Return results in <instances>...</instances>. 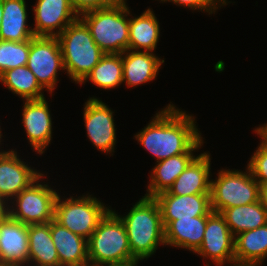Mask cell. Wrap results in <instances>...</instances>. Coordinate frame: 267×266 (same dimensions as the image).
<instances>
[{
	"label": "cell",
	"instance_id": "8fae6325",
	"mask_svg": "<svg viewBox=\"0 0 267 266\" xmlns=\"http://www.w3.org/2000/svg\"><path fill=\"white\" fill-rule=\"evenodd\" d=\"M113 111L101 100L90 97L84 106L83 118L89 140L104 153L114 152L116 129Z\"/></svg>",
	"mask_w": 267,
	"mask_h": 266
},
{
	"label": "cell",
	"instance_id": "30bf717a",
	"mask_svg": "<svg viewBox=\"0 0 267 266\" xmlns=\"http://www.w3.org/2000/svg\"><path fill=\"white\" fill-rule=\"evenodd\" d=\"M234 239L224 217L211 211L201 246L194 252L203 258H209L217 266L235 262Z\"/></svg>",
	"mask_w": 267,
	"mask_h": 266
},
{
	"label": "cell",
	"instance_id": "4316f807",
	"mask_svg": "<svg viewBox=\"0 0 267 266\" xmlns=\"http://www.w3.org/2000/svg\"><path fill=\"white\" fill-rule=\"evenodd\" d=\"M2 82L8 90L25 100L43 99V87L39 84L34 73L27 67L21 66L3 72L0 75Z\"/></svg>",
	"mask_w": 267,
	"mask_h": 266
},
{
	"label": "cell",
	"instance_id": "8992f818",
	"mask_svg": "<svg viewBox=\"0 0 267 266\" xmlns=\"http://www.w3.org/2000/svg\"><path fill=\"white\" fill-rule=\"evenodd\" d=\"M259 201V183L254 179L250 170L221 169L218 177L211 180L210 204L213 212L255 203Z\"/></svg>",
	"mask_w": 267,
	"mask_h": 266
},
{
	"label": "cell",
	"instance_id": "e0dca14e",
	"mask_svg": "<svg viewBox=\"0 0 267 266\" xmlns=\"http://www.w3.org/2000/svg\"><path fill=\"white\" fill-rule=\"evenodd\" d=\"M203 145L202 137L186 152L167 159L158 161L150 174V184H148L146 197H155L161 192L168 191L176 178L188 167L196 158L193 151Z\"/></svg>",
	"mask_w": 267,
	"mask_h": 266
},
{
	"label": "cell",
	"instance_id": "603a6c76",
	"mask_svg": "<svg viewBox=\"0 0 267 266\" xmlns=\"http://www.w3.org/2000/svg\"><path fill=\"white\" fill-rule=\"evenodd\" d=\"M29 266H60L59 256L54 246L50 222L28 225ZM31 261V262H30Z\"/></svg>",
	"mask_w": 267,
	"mask_h": 266
},
{
	"label": "cell",
	"instance_id": "ab89813d",
	"mask_svg": "<svg viewBox=\"0 0 267 266\" xmlns=\"http://www.w3.org/2000/svg\"><path fill=\"white\" fill-rule=\"evenodd\" d=\"M1 139H2V133H1V128H0V144H1ZM4 151H1L0 154H2Z\"/></svg>",
	"mask_w": 267,
	"mask_h": 266
},
{
	"label": "cell",
	"instance_id": "7402d4cb",
	"mask_svg": "<svg viewBox=\"0 0 267 266\" xmlns=\"http://www.w3.org/2000/svg\"><path fill=\"white\" fill-rule=\"evenodd\" d=\"M25 0H3V13L0 26V40L24 42L35 35L27 25Z\"/></svg>",
	"mask_w": 267,
	"mask_h": 266
},
{
	"label": "cell",
	"instance_id": "f546056e",
	"mask_svg": "<svg viewBox=\"0 0 267 266\" xmlns=\"http://www.w3.org/2000/svg\"><path fill=\"white\" fill-rule=\"evenodd\" d=\"M254 131L261 137L262 142L250 158L247 168L259 184H264L267 183V133L260 126Z\"/></svg>",
	"mask_w": 267,
	"mask_h": 266
},
{
	"label": "cell",
	"instance_id": "3957f363",
	"mask_svg": "<svg viewBox=\"0 0 267 266\" xmlns=\"http://www.w3.org/2000/svg\"><path fill=\"white\" fill-rule=\"evenodd\" d=\"M126 0L85 12L79 18L89 28L92 38L105 53L122 54L129 49V18Z\"/></svg>",
	"mask_w": 267,
	"mask_h": 266
},
{
	"label": "cell",
	"instance_id": "2e32d148",
	"mask_svg": "<svg viewBox=\"0 0 267 266\" xmlns=\"http://www.w3.org/2000/svg\"><path fill=\"white\" fill-rule=\"evenodd\" d=\"M45 98L39 100H25L22 112L27 139L33 150L43 154L52 138V119Z\"/></svg>",
	"mask_w": 267,
	"mask_h": 266
},
{
	"label": "cell",
	"instance_id": "52a82bcc",
	"mask_svg": "<svg viewBox=\"0 0 267 266\" xmlns=\"http://www.w3.org/2000/svg\"><path fill=\"white\" fill-rule=\"evenodd\" d=\"M78 198L61 199L58 194L55 201L54 220L68 230L85 239H89L99 222L111 210L96 197L82 195Z\"/></svg>",
	"mask_w": 267,
	"mask_h": 266
},
{
	"label": "cell",
	"instance_id": "836d02e7",
	"mask_svg": "<svg viewBox=\"0 0 267 266\" xmlns=\"http://www.w3.org/2000/svg\"><path fill=\"white\" fill-rule=\"evenodd\" d=\"M8 202H6L1 196H0V220L5 219L8 216Z\"/></svg>",
	"mask_w": 267,
	"mask_h": 266
},
{
	"label": "cell",
	"instance_id": "277c9868",
	"mask_svg": "<svg viewBox=\"0 0 267 266\" xmlns=\"http://www.w3.org/2000/svg\"><path fill=\"white\" fill-rule=\"evenodd\" d=\"M64 69L75 83H81L105 54L95 43L89 28L78 18L57 36Z\"/></svg>",
	"mask_w": 267,
	"mask_h": 266
},
{
	"label": "cell",
	"instance_id": "d590c367",
	"mask_svg": "<svg viewBox=\"0 0 267 266\" xmlns=\"http://www.w3.org/2000/svg\"><path fill=\"white\" fill-rule=\"evenodd\" d=\"M139 260H132L124 263H117V264H107V265H96V266H137Z\"/></svg>",
	"mask_w": 267,
	"mask_h": 266
},
{
	"label": "cell",
	"instance_id": "5bb4252c",
	"mask_svg": "<svg viewBox=\"0 0 267 266\" xmlns=\"http://www.w3.org/2000/svg\"><path fill=\"white\" fill-rule=\"evenodd\" d=\"M29 265L28 225L9 215L0 220V266Z\"/></svg>",
	"mask_w": 267,
	"mask_h": 266
},
{
	"label": "cell",
	"instance_id": "9c48e42d",
	"mask_svg": "<svg viewBox=\"0 0 267 266\" xmlns=\"http://www.w3.org/2000/svg\"><path fill=\"white\" fill-rule=\"evenodd\" d=\"M27 67L51 94L58 81L57 72L65 70L57 37L34 36L30 39Z\"/></svg>",
	"mask_w": 267,
	"mask_h": 266
},
{
	"label": "cell",
	"instance_id": "e575fe53",
	"mask_svg": "<svg viewBox=\"0 0 267 266\" xmlns=\"http://www.w3.org/2000/svg\"><path fill=\"white\" fill-rule=\"evenodd\" d=\"M215 12L217 9H219V5L224 6V5H228V1L226 0H204ZM218 6V7H217Z\"/></svg>",
	"mask_w": 267,
	"mask_h": 266
},
{
	"label": "cell",
	"instance_id": "6da1fadb",
	"mask_svg": "<svg viewBox=\"0 0 267 266\" xmlns=\"http://www.w3.org/2000/svg\"><path fill=\"white\" fill-rule=\"evenodd\" d=\"M168 104L134 138L157 162L186 153L202 136L195 118Z\"/></svg>",
	"mask_w": 267,
	"mask_h": 266
},
{
	"label": "cell",
	"instance_id": "44dd1931",
	"mask_svg": "<svg viewBox=\"0 0 267 266\" xmlns=\"http://www.w3.org/2000/svg\"><path fill=\"white\" fill-rule=\"evenodd\" d=\"M207 216L172 220L165 228L166 245L195 252L202 244Z\"/></svg>",
	"mask_w": 267,
	"mask_h": 266
},
{
	"label": "cell",
	"instance_id": "5b68a950",
	"mask_svg": "<svg viewBox=\"0 0 267 266\" xmlns=\"http://www.w3.org/2000/svg\"><path fill=\"white\" fill-rule=\"evenodd\" d=\"M87 246L89 266L136 260L131 254L125 226L112 209L99 222Z\"/></svg>",
	"mask_w": 267,
	"mask_h": 266
},
{
	"label": "cell",
	"instance_id": "4dcf8cb0",
	"mask_svg": "<svg viewBox=\"0 0 267 266\" xmlns=\"http://www.w3.org/2000/svg\"><path fill=\"white\" fill-rule=\"evenodd\" d=\"M69 1L75 12L80 16L81 14L88 11L110 7L116 4L119 0H69Z\"/></svg>",
	"mask_w": 267,
	"mask_h": 266
},
{
	"label": "cell",
	"instance_id": "9a60e30c",
	"mask_svg": "<svg viewBox=\"0 0 267 266\" xmlns=\"http://www.w3.org/2000/svg\"><path fill=\"white\" fill-rule=\"evenodd\" d=\"M164 228L177 219L208 216L211 210L210 194L172 195L167 191L156 195Z\"/></svg>",
	"mask_w": 267,
	"mask_h": 266
},
{
	"label": "cell",
	"instance_id": "83f0119b",
	"mask_svg": "<svg viewBox=\"0 0 267 266\" xmlns=\"http://www.w3.org/2000/svg\"><path fill=\"white\" fill-rule=\"evenodd\" d=\"M87 80L105 90L121 85L123 83L122 54H104L80 84Z\"/></svg>",
	"mask_w": 267,
	"mask_h": 266
},
{
	"label": "cell",
	"instance_id": "74e56055",
	"mask_svg": "<svg viewBox=\"0 0 267 266\" xmlns=\"http://www.w3.org/2000/svg\"><path fill=\"white\" fill-rule=\"evenodd\" d=\"M2 13H3V0H0V26H1Z\"/></svg>",
	"mask_w": 267,
	"mask_h": 266
},
{
	"label": "cell",
	"instance_id": "d6a6232c",
	"mask_svg": "<svg viewBox=\"0 0 267 266\" xmlns=\"http://www.w3.org/2000/svg\"><path fill=\"white\" fill-rule=\"evenodd\" d=\"M259 200L267 210V183L259 184Z\"/></svg>",
	"mask_w": 267,
	"mask_h": 266
},
{
	"label": "cell",
	"instance_id": "ac0fdd59",
	"mask_svg": "<svg viewBox=\"0 0 267 266\" xmlns=\"http://www.w3.org/2000/svg\"><path fill=\"white\" fill-rule=\"evenodd\" d=\"M210 154L201 153L176 178L168 189L172 195L210 194Z\"/></svg>",
	"mask_w": 267,
	"mask_h": 266
},
{
	"label": "cell",
	"instance_id": "d6986e66",
	"mask_svg": "<svg viewBox=\"0 0 267 266\" xmlns=\"http://www.w3.org/2000/svg\"><path fill=\"white\" fill-rule=\"evenodd\" d=\"M50 232L60 266H89L87 239L74 234L54 219L50 221Z\"/></svg>",
	"mask_w": 267,
	"mask_h": 266
},
{
	"label": "cell",
	"instance_id": "484cf974",
	"mask_svg": "<svg viewBox=\"0 0 267 266\" xmlns=\"http://www.w3.org/2000/svg\"><path fill=\"white\" fill-rule=\"evenodd\" d=\"M220 214L224 217L234 237L239 233L259 228L267 223V210L260 200L255 203L224 209Z\"/></svg>",
	"mask_w": 267,
	"mask_h": 266
},
{
	"label": "cell",
	"instance_id": "8d00e7d4",
	"mask_svg": "<svg viewBox=\"0 0 267 266\" xmlns=\"http://www.w3.org/2000/svg\"><path fill=\"white\" fill-rule=\"evenodd\" d=\"M206 266H210L209 263H206ZM230 266H261V264L232 262Z\"/></svg>",
	"mask_w": 267,
	"mask_h": 266
},
{
	"label": "cell",
	"instance_id": "4fadbf2b",
	"mask_svg": "<svg viewBox=\"0 0 267 266\" xmlns=\"http://www.w3.org/2000/svg\"><path fill=\"white\" fill-rule=\"evenodd\" d=\"M42 173L21 161L14 150L0 154V196L10 203L23 189L28 188ZM10 197V198H9Z\"/></svg>",
	"mask_w": 267,
	"mask_h": 266
},
{
	"label": "cell",
	"instance_id": "f1b7e54d",
	"mask_svg": "<svg viewBox=\"0 0 267 266\" xmlns=\"http://www.w3.org/2000/svg\"><path fill=\"white\" fill-rule=\"evenodd\" d=\"M29 50L30 40H0V75L7 70L27 65Z\"/></svg>",
	"mask_w": 267,
	"mask_h": 266
},
{
	"label": "cell",
	"instance_id": "ffe728a7",
	"mask_svg": "<svg viewBox=\"0 0 267 266\" xmlns=\"http://www.w3.org/2000/svg\"><path fill=\"white\" fill-rule=\"evenodd\" d=\"M123 82L128 87L153 81L157 77L164 59L158 58L152 52L126 50L122 53Z\"/></svg>",
	"mask_w": 267,
	"mask_h": 266
},
{
	"label": "cell",
	"instance_id": "7c38bea8",
	"mask_svg": "<svg viewBox=\"0 0 267 266\" xmlns=\"http://www.w3.org/2000/svg\"><path fill=\"white\" fill-rule=\"evenodd\" d=\"M36 1L32 8L35 13L33 28L35 36L57 37L69 24L79 18L69 0Z\"/></svg>",
	"mask_w": 267,
	"mask_h": 266
},
{
	"label": "cell",
	"instance_id": "ba28073f",
	"mask_svg": "<svg viewBox=\"0 0 267 266\" xmlns=\"http://www.w3.org/2000/svg\"><path fill=\"white\" fill-rule=\"evenodd\" d=\"M44 176L42 174L13 199L12 207L9 205L10 208H8V215L12 219L27 225L45 224L54 219L55 201L58 193L48 184L39 183V180ZM14 205L16 208L13 207Z\"/></svg>",
	"mask_w": 267,
	"mask_h": 266
},
{
	"label": "cell",
	"instance_id": "1f68e13d",
	"mask_svg": "<svg viewBox=\"0 0 267 266\" xmlns=\"http://www.w3.org/2000/svg\"><path fill=\"white\" fill-rule=\"evenodd\" d=\"M173 2V4H178L179 6H186L191 8V10H200L209 12V15L215 13V11L204 1V0H160V2Z\"/></svg>",
	"mask_w": 267,
	"mask_h": 266
},
{
	"label": "cell",
	"instance_id": "f35d334b",
	"mask_svg": "<svg viewBox=\"0 0 267 266\" xmlns=\"http://www.w3.org/2000/svg\"><path fill=\"white\" fill-rule=\"evenodd\" d=\"M260 127L267 133V123Z\"/></svg>",
	"mask_w": 267,
	"mask_h": 266
},
{
	"label": "cell",
	"instance_id": "cb8c5ba5",
	"mask_svg": "<svg viewBox=\"0 0 267 266\" xmlns=\"http://www.w3.org/2000/svg\"><path fill=\"white\" fill-rule=\"evenodd\" d=\"M159 37V21L150 8L138 17L129 18V50L153 52Z\"/></svg>",
	"mask_w": 267,
	"mask_h": 266
},
{
	"label": "cell",
	"instance_id": "d4e9b609",
	"mask_svg": "<svg viewBox=\"0 0 267 266\" xmlns=\"http://www.w3.org/2000/svg\"><path fill=\"white\" fill-rule=\"evenodd\" d=\"M235 262L261 264L267 257V223L234 239Z\"/></svg>",
	"mask_w": 267,
	"mask_h": 266
},
{
	"label": "cell",
	"instance_id": "7a4b0ae2",
	"mask_svg": "<svg viewBox=\"0 0 267 266\" xmlns=\"http://www.w3.org/2000/svg\"><path fill=\"white\" fill-rule=\"evenodd\" d=\"M115 214L125 226L131 254L136 260L147 259L160 244L166 245L161 211L154 197L143 196L126 216Z\"/></svg>",
	"mask_w": 267,
	"mask_h": 266
}]
</instances>
